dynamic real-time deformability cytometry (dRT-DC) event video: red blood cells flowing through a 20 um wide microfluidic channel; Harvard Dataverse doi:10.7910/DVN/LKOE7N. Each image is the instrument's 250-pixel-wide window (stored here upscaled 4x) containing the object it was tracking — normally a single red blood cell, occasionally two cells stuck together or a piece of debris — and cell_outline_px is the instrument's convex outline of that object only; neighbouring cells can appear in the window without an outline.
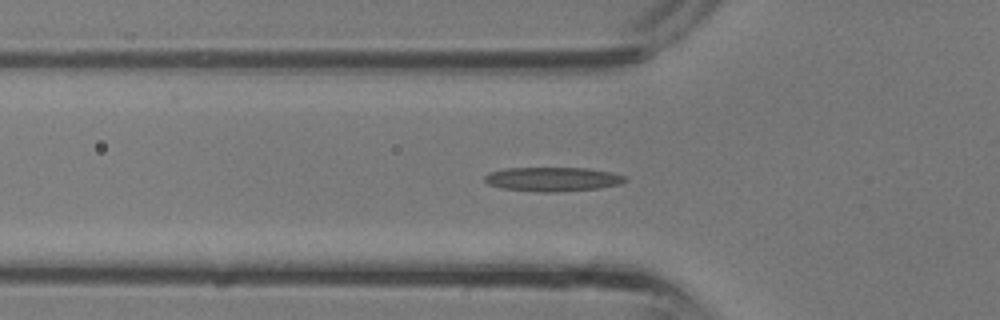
{"species": "common noctule bat (a hibernating species)", "species_latin": "Nyctalus noctula", "temperature_condition": "room temperature", "stored_images_in_passage": 32, "camera_frame_rate_fps": 3000, "um_per_image_px": 0.085, "animal": {"sex": "male", "body_mass_g": 13.3}, "frame": {"image": 1, "passage_image": 8, "time_ms": 2.333, "image_size_px": [1000, 320], "cell_outline_px": [[628, 180], [620, 184], [600, 188], [556, 192], [536, 192], [500, 188], [488, 184], [484, 180], [484, 176], [488, 172], [504, 168], [588, 168], [612, 172], [624, 176]], "centroid_in_image_um": [46.95, 15.23], "position_along_channel_um": 78.9, "area_um2": 20.0}}
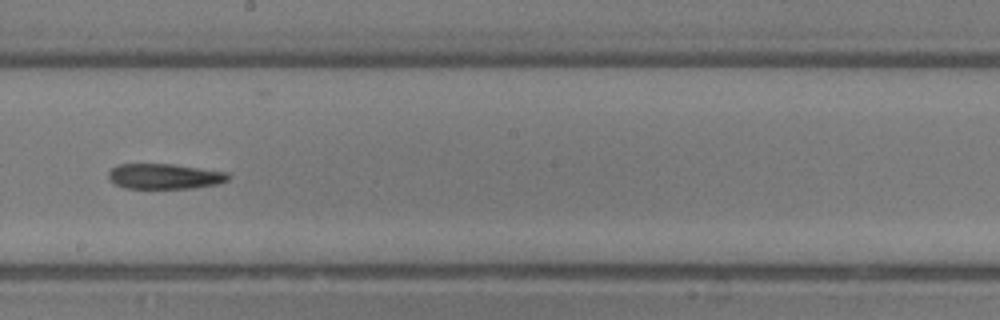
{"frame": {"image": 2, "passage_image": 16, "time_ms": 5.0, "image_size_px": [1000, 320], "cell_outline_px": [[232, 176], [228, 180], [220, 184], [192, 188], [124, 188], [108, 180], [108, 172], [116, 164], [172, 164], [228, 172]], "centroid_in_image_um": [14.0, 14.99], "position_along_channel_um": 234.2, "area_um2": 17.86}}
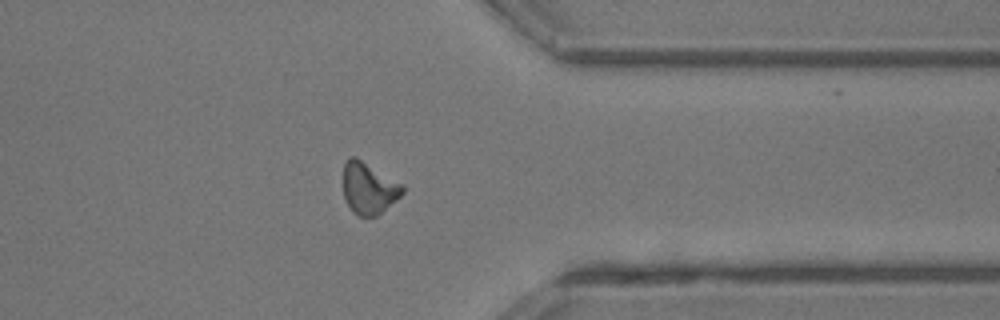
{"frame": {"image": 3, "passage_image": 24, "time_ms": 7.667, "image_size_px": [1000, 320], "cell_outline_px": [[404, 192], [396, 200], [376, 216], [356, 216], [352, 212], [344, 196], [344, 164], [352, 156], [356, 156], [404, 184]], "centroid_in_image_um": [31.36, 15.99], "position_along_channel_um": 380.0, "area_um2": 17.86}}